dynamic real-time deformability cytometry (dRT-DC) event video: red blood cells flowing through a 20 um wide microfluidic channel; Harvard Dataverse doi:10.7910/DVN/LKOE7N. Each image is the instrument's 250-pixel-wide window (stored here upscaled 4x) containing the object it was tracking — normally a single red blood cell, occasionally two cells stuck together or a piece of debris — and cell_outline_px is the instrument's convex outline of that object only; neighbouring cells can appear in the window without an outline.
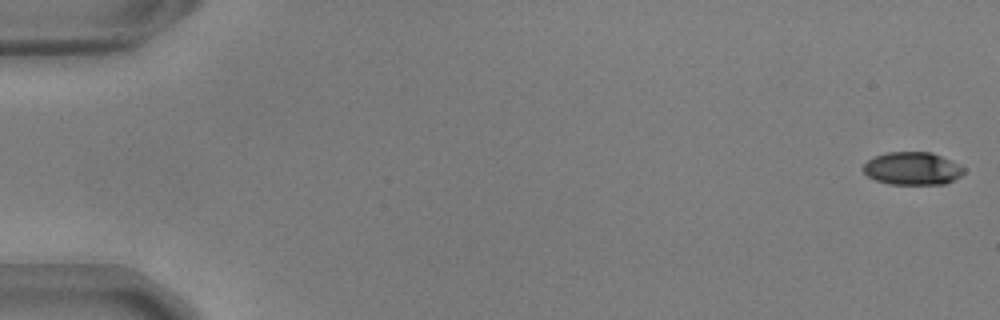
{"species": "common noctule bat (a hibernating species)", "species_latin": "Nyctalus noctula", "temperature_condition": "warm", "stored_images_in_passage": 55, "camera_frame_rate_fps": 3000, "um_per_image_px": 0.085, "animal": {"sex": "male", "body_mass_g": 17.9, "forearm_length_mm": 54.2}, "frame": {"image": 1, "passage_image": 1, "time_ms": 0.0, "image_size_px": [1000, 320], "cell_outline_px": [[964, 172], [960, 176], [944, 184], [888, 184], [876, 180], [868, 176], [864, 172], [864, 164], [868, 160], [876, 156], [888, 152], [932, 152], [960, 164], [964, 168]], "centroid_in_image_um": [77.57, 14.32], "position_along_channel_um": 7.4, "area_um2": 19.13}}
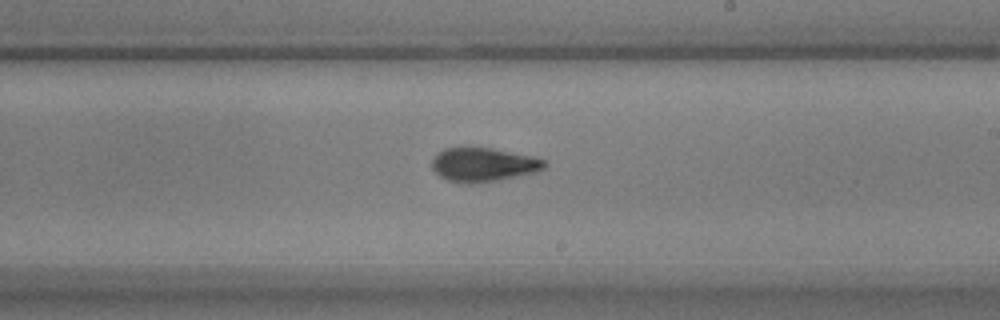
{"frame": {"image": 2, "passage_image": 33, "time_ms": 10.667, "image_size_px": [1000, 320], "cell_outline_px": [[548, 164], [544, 168], [536, 172], [496, 180], [472, 184], [464, 184], [448, 180], [440, 176], [432, 168], [432, 160], [444, 148], [492, 148], [532, 156], [544, 160]], "centroid_in_image_um": [41.09, 14.0], "position_along_channel_um": 247.9, "area_um2": 21.96}}
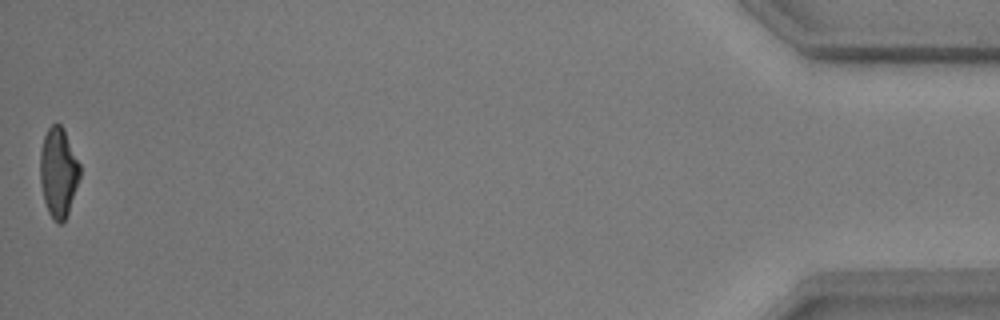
{"frame": {"image": 3, "passage_image": 55, "time_ms": 18.0, "image_size_px": [1000, 320], "cell_outline_px": [[80, 176], [68, 212], [64, 220], [60, 224], [48, 212], [44, 200], [40, 184], [40, 152], [44, 136], [48, 128], [52, 124], [60, 124], [64, 128], [80, 164]], "centroid_in_image_um": [4.96, 14.61], "position_along_channel_um": 430.2, "area_um2": 20.58}, "authors_computed_cell_mechanics": {"area_um2": 21.386, "velocity_mm_per_s": 3.7057, "shape_relaxation_time_tau1_ms": 2.8283, "shape_relaxation_time_tau2_ms": 1.9826, "deformation_change_tau1": 0.1731, "deformation_change_tau2": 0.0895}}